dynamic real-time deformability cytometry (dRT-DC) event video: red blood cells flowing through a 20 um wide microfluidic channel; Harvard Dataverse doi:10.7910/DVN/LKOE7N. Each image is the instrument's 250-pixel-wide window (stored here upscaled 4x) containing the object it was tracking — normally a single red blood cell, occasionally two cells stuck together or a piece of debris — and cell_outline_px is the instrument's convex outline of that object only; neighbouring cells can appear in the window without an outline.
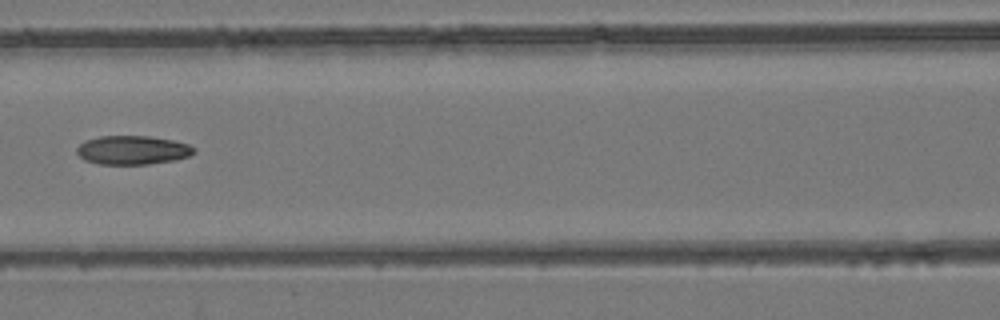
{"species": "common noctule bat (a hibernating species)", "species_latin": "Nyctalus noctula", "temperature_condition": "room temperature", "stored_images_in_passage": 7, "camera_frame_rate_fps": 3000, "um_per_image_px": 0.085, "animal": {"sex": "female", "body_mass_g": 24.6, "forearm_length_mm": 56.2}, "frame": {"image": 1, "passage_image": 7, "time_ms": 7.667, "image_size_px": [1000, 320], "cell_outline_px": [[196, 152], [188, 156], [176, 160], [148, 164], [100, 164], [84, 160], [76, 152], [76, 148], [84, 140], [100, 136], [148, 136], [172, 140], [188, 144], [196, 148]], "centroid_in_image_um": [11.27, 12.75], "position_along_channel_um": 155.3, "area_um2": 19.77}}